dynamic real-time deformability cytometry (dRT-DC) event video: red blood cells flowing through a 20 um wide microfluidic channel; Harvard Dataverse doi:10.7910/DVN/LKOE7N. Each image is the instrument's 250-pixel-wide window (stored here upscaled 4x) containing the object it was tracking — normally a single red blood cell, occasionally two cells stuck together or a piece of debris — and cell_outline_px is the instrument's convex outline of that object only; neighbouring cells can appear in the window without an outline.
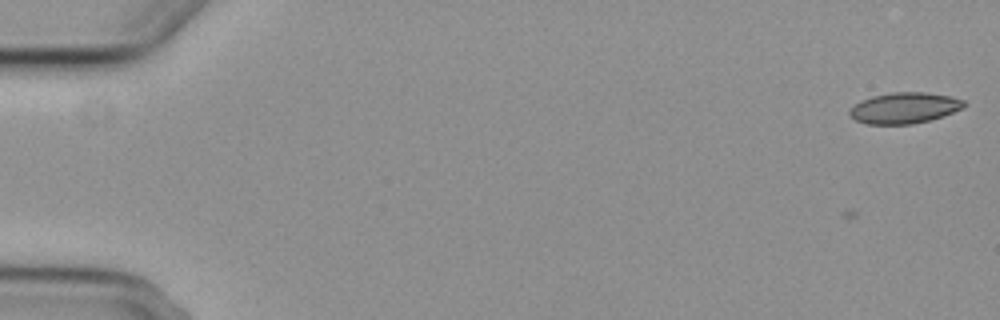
{"species": "common noctule bat (a hibernating species)", "species_latin": "Nyctalus noctula", "temperature_condition": "cold", "stored_images_in_passage": 6, "camera_frame_rate_fps": 3000, "um_per_image_px": 0.085, "animal": {"sex": "female", "body_mass_g": 29.2, "forearm_length_mm": 56.3}, "frame": {"image": 1, "passage_image": 2, "time_ms": 1.333, "image_size_px": [1000, 320], "cell_outline_px": [[968, 104], [964, 108], [944, 116], [912, 124], [864, 124], [856, 120], [848, 112], [848, 108], [860, 100], [872, 96], [892, 92], [924, 92], [952, 96], [964, 100]], "centroid_in_image_um": [76.88, 9.17], "position_along_channel_um": 8.1, "area_um2": 20.92}}